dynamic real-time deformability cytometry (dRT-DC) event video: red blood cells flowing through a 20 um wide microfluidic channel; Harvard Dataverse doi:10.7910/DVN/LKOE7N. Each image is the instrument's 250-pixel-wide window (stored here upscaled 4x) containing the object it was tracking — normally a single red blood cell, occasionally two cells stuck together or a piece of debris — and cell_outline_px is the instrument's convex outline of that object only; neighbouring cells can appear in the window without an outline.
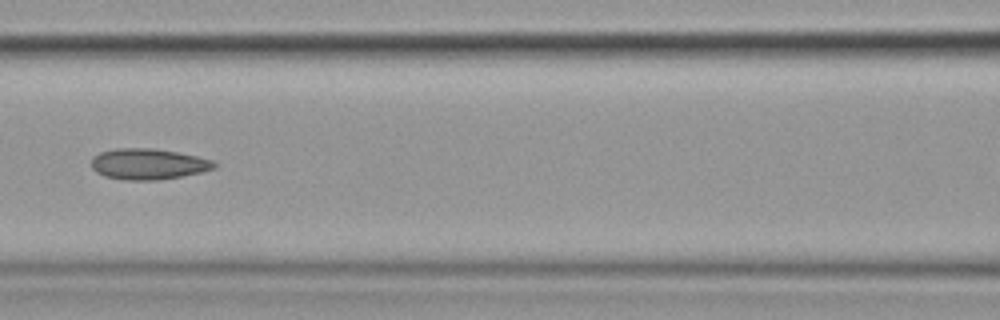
{"species": "common noctule bat (a hibernating species)", "species_latin": "Nyctalus noctula", "temperature_condition": "cold", "stored_images_in_passage": 11, "camera_frame_rate_fps": 3000, "um_per_image_px": 0.085, "animal": {"sex": "female", "body_mass_g": 19.9}, "frame": {"image": 1, "passage_image": 4, "time_ms": 4.667, "image_size_px": [1000, 320], "cell_outline_px": [[216, 168], [200, 172], [160, 180], [124, 180], [104, 176], [96, 172], [92, 168], [92, 156], [100, 152], [116, 148], [152, 148], [176, 152], [196, 156], [212, 160], [216, 164]], "centroid_in_image_um": [12.56, 13.94], "position_along_channel_um": 154.0, "area_um2": 22.08}}
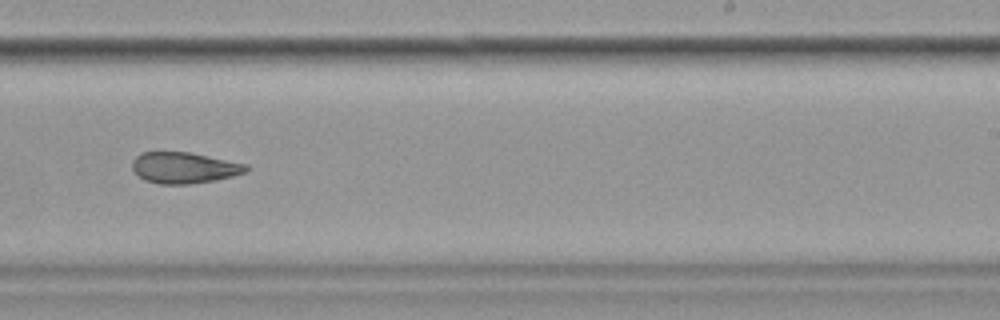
{"frame": {"image": 2, "passage_image": 7, "time_ms": 8.0, "image_size_px": [1000, 320], "cell_outline_px": [[248, 172], [216, 180], [188, 184], [160, 184], [144, 180], [132, 168], [132, 160], [136, 156], [144, 152], [192, 152], [248, 164]], "centroid_in_image_um": [15.68, 14.25], "position_along_channel_um": 273.3, "area_um2": 20.75}}
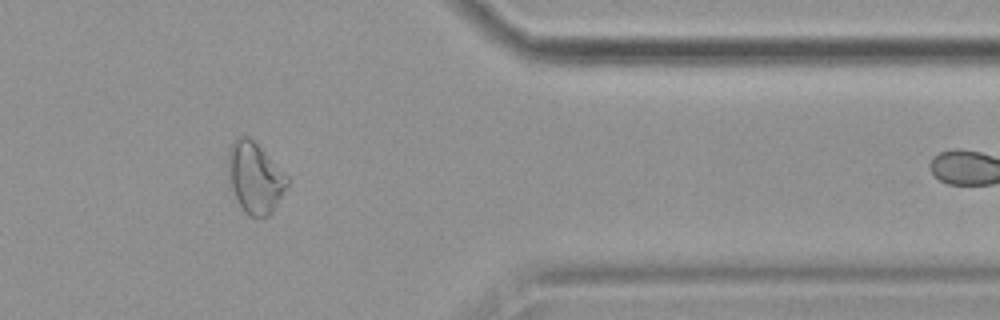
{"frame": {"image": 3, "passage_image": 10, "time_ms": 11.667, "image_size_px": [1000, 320], "cell_outline_px": [[288, 184], [272, 212], [268, 216], [256, 220], [248, 216], [244, 212], [228, 184], [228, 148], [236, 136], [248, 136], [288, 176]], "centroid_in_image_um": [21.63, 15.14], "position_along_channel_um": 389.8, "area_um2": 24.57}}